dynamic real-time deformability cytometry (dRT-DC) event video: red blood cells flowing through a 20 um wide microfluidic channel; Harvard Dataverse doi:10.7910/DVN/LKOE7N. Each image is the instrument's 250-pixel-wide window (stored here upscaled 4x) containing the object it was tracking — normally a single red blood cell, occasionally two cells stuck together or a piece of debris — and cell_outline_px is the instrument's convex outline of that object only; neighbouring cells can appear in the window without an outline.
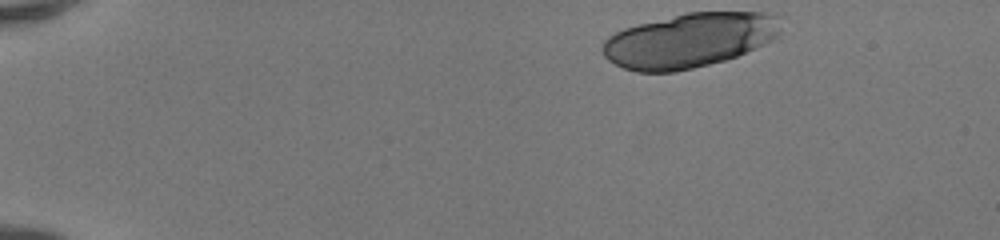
{"species": "human", "species_latin": "Homo sapiens", "temperature_condition": "room temperature", "stored_images_in_passage": 43, "segment_of_instrument_passage": [1, 2], "camera_frame_rate_fps": 3000, "um_per_image_px": 0.085, "donor": {"sex": "female"}, "frame": {"image": 1, "passage_image": 1, "time_ms": 0.0, "image_size_px": [1000, 240], "cell_outline_px": [[780, 32], [776, 40], [736, 56], [724, 60], [676, 72], [636, 72], [624, 68], [608, 60], [604, 56], [600, 48], [604, 40], [608, 36], [624, 28], [688, 12], [764, 12], [780, 16]], "centroid_in_image_um": [58.62, 3.43], "position_along_channel_um": 26.4, "area_um2": 56.76}}
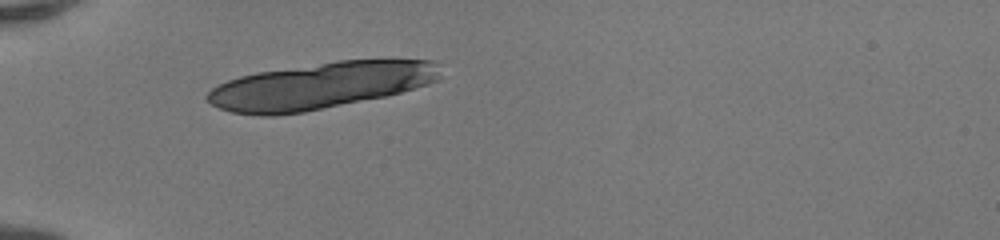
{"frame": {"image": 2, "passage_image": 10, "time_ms": 3.0, "image_size_px": [1000, 240], "cell_outline_px": [[440, 80], [428, 84], [388, 96], [304, 112], [276, 116], [260, 116], [232, 112], [220, 108], [212, 104], [204, 96], [212, 88], [228, 80], [240, 76], [256, 72], [340, 60], [432, 60], [440, 76]], "centroid_in_image_um": [27.19, 7.3], "position_along_channel_um": 57.8, "area_um2": 63.0}}